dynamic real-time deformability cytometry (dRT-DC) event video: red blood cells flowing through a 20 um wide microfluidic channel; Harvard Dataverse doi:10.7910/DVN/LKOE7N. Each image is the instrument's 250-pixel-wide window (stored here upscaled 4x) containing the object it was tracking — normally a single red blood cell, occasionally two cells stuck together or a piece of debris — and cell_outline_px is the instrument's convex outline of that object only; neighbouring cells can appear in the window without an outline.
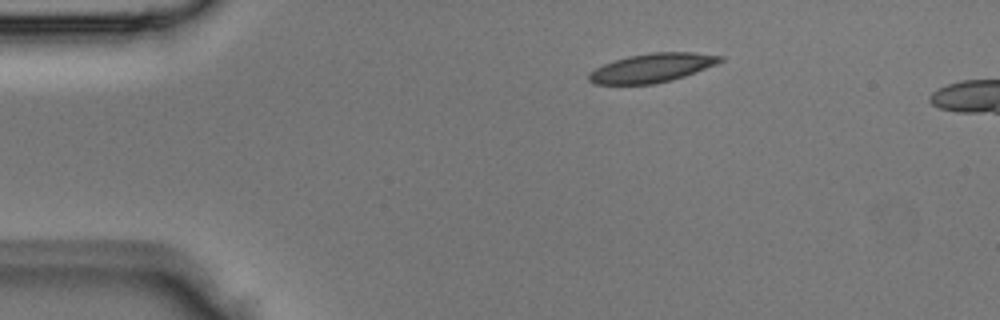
{"species": "Egyptian fruit bat (a non-hibernating species)", "species_latin": "Rousettus aegyptiacus", "temperature_condition": "room temperature", "stored_images_in_passage": 3, "camera_frame_rate_fps": 3000, "um_per_image_px": 0.085, "animal": {"sex": "male"}, "frame": {"image": 1, "passage_image": 1, "time_ms": 0.0, "image_size_px": [1000, 320], "cell_outline_px": [[724, 60], [716, 64], [696, 72], [672, 80], [656, 84], [592, 84], [588, 80], [588, 76], [596, 68], [604, 64], [628, 56], [652, 52], [696, 52], [724, 56]], "centroid_in_image_um": [55.46, 5.77], "position_along_channel_um": 29.5, "area_um2": 22.08}}